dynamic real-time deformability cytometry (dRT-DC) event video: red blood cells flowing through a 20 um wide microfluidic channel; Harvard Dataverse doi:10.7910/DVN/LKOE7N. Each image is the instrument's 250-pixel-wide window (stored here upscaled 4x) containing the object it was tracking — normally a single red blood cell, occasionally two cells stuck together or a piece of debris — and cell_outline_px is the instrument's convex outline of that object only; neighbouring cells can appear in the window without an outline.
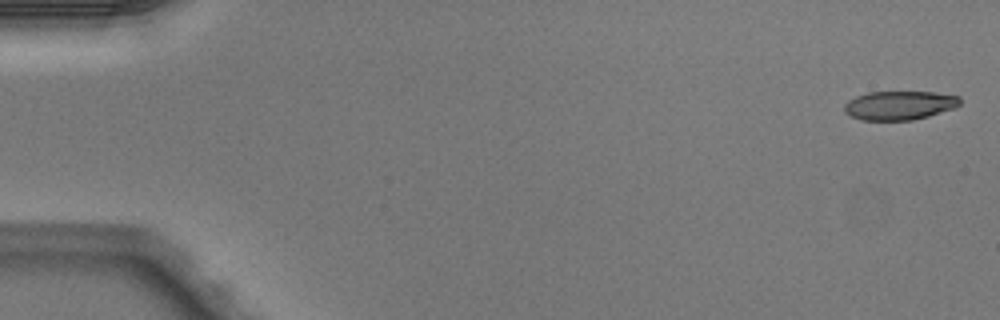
{"species": "Egyptian fruit bat (a non-hibernating species)", "species_latin": "Rousettus aegyptiacus", "temperature_condition": "warm", "stored_images_in_passage": 6, "camera_frame_rate_fps": 3000, "um_per_image_px": 0.085, "animal": {"sex": "male"}, "frame": {"image": 1, "passage_image": 1, "time_ms": 0.0, "image_size_px": [1000, 320], "cell_outline_px": [[960, 104], [956, 108], [928, 116], [912, 120], [860, 120], [844, 112], [844, 104], [848, 100], [856, 96], [868, 92], [936, 92], [960, 96]], "centroid_in_image_um": [76.46, 8.95], "position_along_channel_um": 8.5, "area_um2": 19.59}}
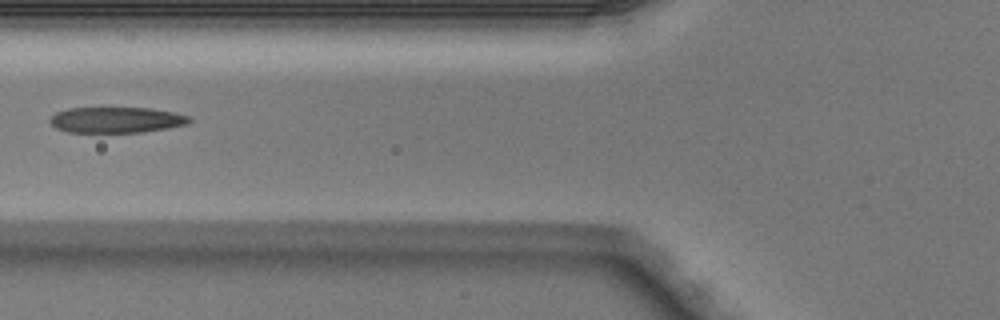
{"frame": {"image": 2, "passage_image": 6, "time_ms": 1.667, "image_size_px": [1000, 320], "cell_outline_px": [[192, 120], [188, 124], [144, 132], [68, 132], [56, 128], [48, 120], [56, 112], [68, 108], [152, 108], [172, 112], [188, 116]], "centroid_in_image_um": [9.88, 10.19], "position_along_channel_um": 115.9, "area_um2": 20.87}}